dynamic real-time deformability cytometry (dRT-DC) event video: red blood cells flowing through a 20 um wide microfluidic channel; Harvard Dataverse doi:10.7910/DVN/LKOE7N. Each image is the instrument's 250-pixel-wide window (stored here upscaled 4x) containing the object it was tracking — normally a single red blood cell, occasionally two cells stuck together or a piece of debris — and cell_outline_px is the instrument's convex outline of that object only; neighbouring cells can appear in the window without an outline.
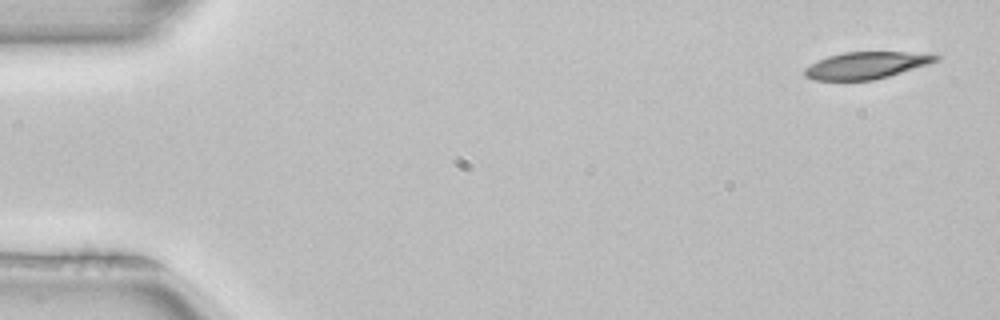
{"species": "common noctule bat (a hibernating species)", "species_latin": "Nyctalus noctula", "temperature_condition": "room temperature", "stored_images_in_passage": 7, "camera_frame_rate_fps": 3000, "um_per_image_px": 0.085, "animal": {"sex": "female", "body_mass_g": 22.7, "forearm_length_mm": 54.2}, "frame": {"image": 1, "passage_image": 1, "time_ms": 0.0, "image_size_px": [1000, 320], "cell_outline_px": [[940, 56], [936, 60], [928, 64], [888, 76], [872, 80], [812, 80], [804, 76], [804, 68], [828, 56], [844, 52], [928, 52]], "centroid_in_image_um": [73.64, 5.54], "position_along_channel_um": 11.4, "area_um2": 20.46}}
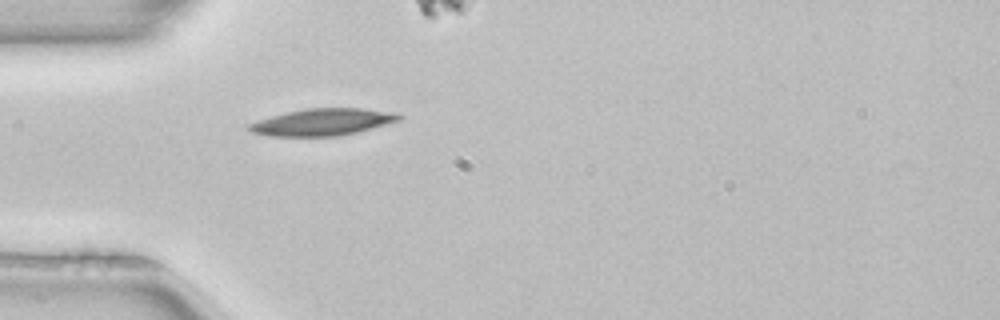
{"frame": {"image": 2, "passage_image": 4, "time_ms": 1.0, "image_size_px": [1000, 320], "cell_outline_px": [[404, 116], [400, 120], [356, 132], [340, 136], [268, 136], [252, 132], [248, 128], [248, 124], [272, 116], [304, 108], [360, 108], [396, 112]], "centroid_in_image_um": [27.45, 10.37], "position_along_channel_um": 57.5, "area_um2": 23.35}}